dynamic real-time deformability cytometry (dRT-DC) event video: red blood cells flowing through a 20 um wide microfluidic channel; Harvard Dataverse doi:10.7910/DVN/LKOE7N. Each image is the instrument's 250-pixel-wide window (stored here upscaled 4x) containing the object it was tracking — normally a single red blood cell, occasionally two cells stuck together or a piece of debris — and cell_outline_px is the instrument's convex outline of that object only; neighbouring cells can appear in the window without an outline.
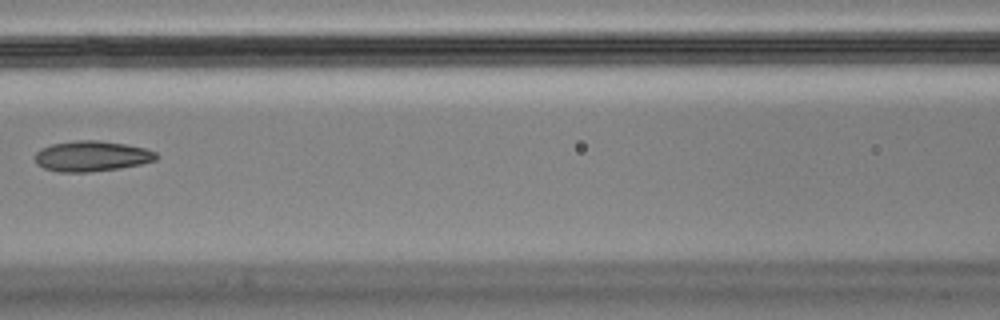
{"species": "Egyptian fruit bat (a non-hibernating species)", "species_latin": "Rousettus aegyptiacus", "temperature_condition": "cold", "stored_images_in_passage": 4, "camera_frame_rate_fps": 3000, "um_per_image_px": 0.085, "animal": {"sex": "male"}, "frame": {"image": 1, "passage_image": 3, "time_ms": 0.667, "image_size_px": [1000, 320], "cell_outline_px": [[160, 156], [156, 160], [140, 164], [120, 168], [88, 172], [60, 172], [44, 168], [36, 164], [36, 152], [40, 148], [52, 144], [76, 140], [100, 140], [124, 144], [144, 148], [156, 152]], "centroid_in_image_um": [7.8, 13.27], "position_along_channel_um": 158.8, "area_um2": 21.56}}
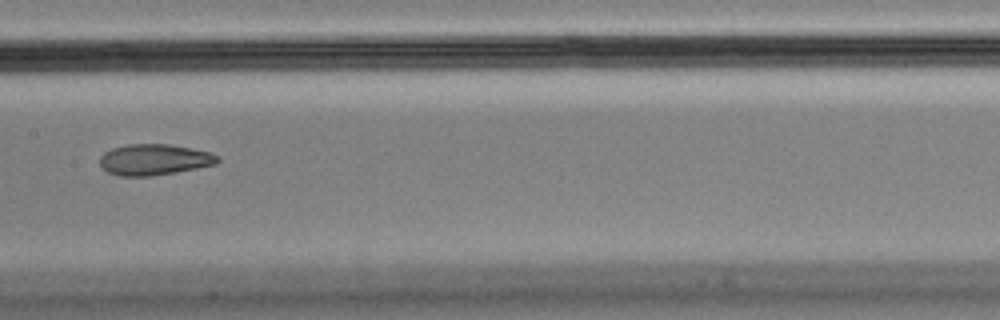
{"frame": {"image": 2, "passage_image": 4, "time_ms": 1.0, "image_size_px": [1000, 320], "cell_outline_px": [[220, 160], [216, 164], [176, 172], [148, 176], [120, 176], [108, 172], [100, 164], [100, 156], [104, 152], [112, 148], [128, 144], [168, 144], [192, 148], [212, 152], [220, 156]], "centroid_in_image_um": [13.14, 13.56], "position_along_channel_um": 194.3, "area_um2": 21.33}}